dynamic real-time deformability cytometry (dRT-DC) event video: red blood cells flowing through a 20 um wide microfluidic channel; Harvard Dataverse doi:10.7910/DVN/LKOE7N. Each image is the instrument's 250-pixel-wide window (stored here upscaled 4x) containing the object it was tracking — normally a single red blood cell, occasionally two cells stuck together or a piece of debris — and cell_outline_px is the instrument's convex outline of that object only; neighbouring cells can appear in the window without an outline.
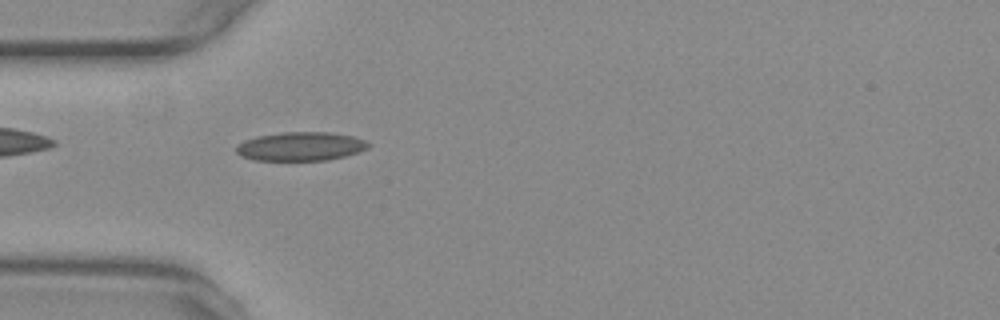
{"species": "common noctule bat (a hibernating species)", "species_latin": "Nyctalus noctula", "temperature_condition": "warm", "stored_images_in_passage": 37, "camera_frame_rate_fps": 3000, "um_per_image_px": 0.085, "animal": {"sex": "female", "body_mass_g": 29.2, "forearm_length_mm": 56.3}, "frame": {"image": 1, "passage_image": 3, "time_ms": 0.667, "image_size_px": [1000, 320], "cell_outline_px": [[372, 144], [368, 148], [360, 152], [328, 160], [252, 160], [240, 156], [236, 152], [236, 144], [244, 140], [256, 136], [284, 132], [328, 132], [352, 136], [364, 140]], "centroid_in_image_um": [25.54, 12.44], "position_along_channel_um": 59.5, "area_um2": 22.31}}
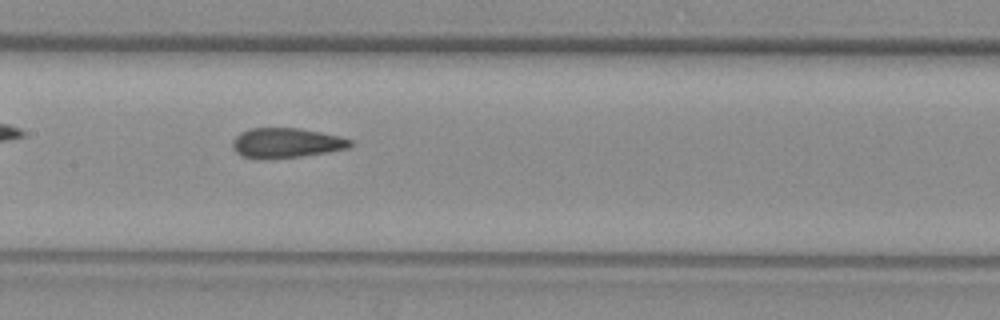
{"frame": {"image": 2, "passage_image": 13, "time_ms": 4.0, "image_size_px": [1000, 320], "cell_outline_px": [[352, 144], [348, 148], [328, 152], [300, 156], [264, 160], [256, 160], [240, 156], [232, 148], [232, 140], [240, 132], [252, 128], [300, 128], [340, 136], [352, 140]], "centroid_in_image_um": [24.28, 12.16], "position_along_channel_um": 183.1, "area_um2": 20.81}}
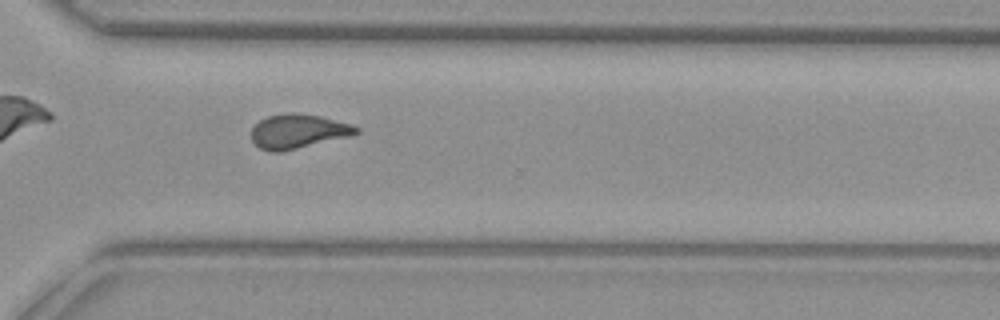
{"frame": {"image": 3, "passage_image": 26, "time_ms": 8.333, "image_size_px": [1000, 320], "cell_outline_px": [[360, 132], [348, 136], [280, 152], [268, 152], [260, 148], [252, 140], [252, 128], [260, 120], [268, 116], [288, 112], [320, 116], [348, 124], [360, 128]], "centroid_in_image_um": [25.29, 11.16], "position_along_channel_um": 345.3, "area_um2": 20.52}, "authors_computed_cell_mechanics": {"area_um2": 20.7502, "velocity_mm_per_s": 3.7575, "shape_relaxation_time_tau1_ms": null, "shape_relaxation_time_tau2_ms": 1.6972, "deformation_change_tau1": null, "deformation_change_tau2": 0.0707}}